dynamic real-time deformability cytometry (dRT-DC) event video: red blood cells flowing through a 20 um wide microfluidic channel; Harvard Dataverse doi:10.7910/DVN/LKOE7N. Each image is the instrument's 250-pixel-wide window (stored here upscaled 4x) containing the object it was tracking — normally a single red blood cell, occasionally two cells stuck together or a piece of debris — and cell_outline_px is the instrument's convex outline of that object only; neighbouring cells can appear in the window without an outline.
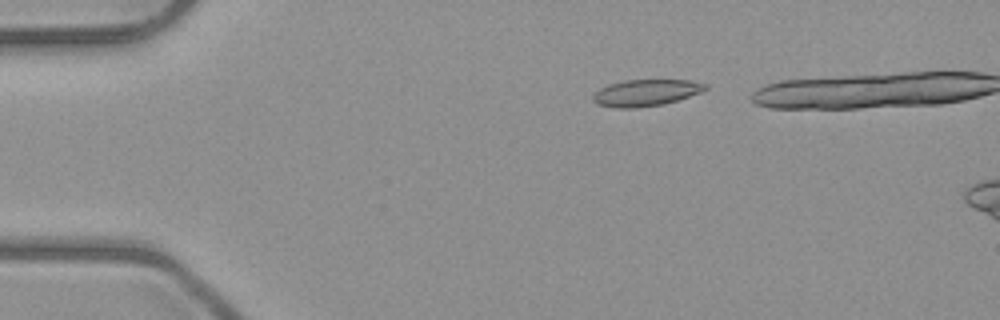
{"species": "common noctule bat (a hibernating species)", "species_latin": "Nyctalus noctula", "temperature_condition": "room temperature", "stored_images_in_passage": 7, "camera_frame_rate_fps": 3000, "um_per_image_px": 0.085, "animal": {"sex": "male", "body_mass_g": 23.1, "forearm_length_mm": 52.7}, "frame": {"image": 1, "passage_image": 2, "time_ms": 1.333, "image_size_px": [1000, 320], "cell_outline_px": [[708, 88], [700, 92], [664, 104], [636, 108], [616, 108], [596, 104], [592, 100], [592, 96], [600, 88], [608, 84], [624, 80], [688, 80], [708, 84]], "centroid_in_image_um": [54.86, 7.88], "position_along_channel_um": 30.1, "area_um2": 17.4}}